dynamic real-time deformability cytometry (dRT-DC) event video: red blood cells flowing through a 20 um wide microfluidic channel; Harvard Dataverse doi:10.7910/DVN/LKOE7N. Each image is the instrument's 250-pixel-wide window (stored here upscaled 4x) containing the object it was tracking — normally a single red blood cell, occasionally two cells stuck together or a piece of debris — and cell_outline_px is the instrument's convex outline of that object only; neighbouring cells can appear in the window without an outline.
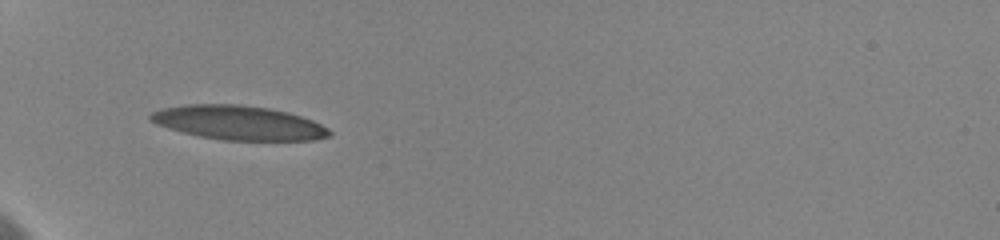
{"species": "human", "species_latin": "Homo sapiens", "temperature_condition": "cold", "stored_images_in_passage": 6, "camera_frame_rate_fps": 3000, "um_per_image_px": 0.085, "donor": {"sex": "female"}, "frame": {"image": 1, "passage_image": 2, "time_ms": 0.667, "image_size_px": [1000, 240], "cell_outline_px": [[332, 132], [328, 136], [312, 140], [220, 140], [200, 136], [168, 128], [156, 124], [148, 120], [148, 116], [152, 112], [160, 108], [184, 104], [240, 104], [268, 108], [288, 112], [312, 120], [328, 128]], "centroid_in_image_um": [20.23, 10.42], "position_along_channel_um": 64.8, "area_um2": 35.66}}